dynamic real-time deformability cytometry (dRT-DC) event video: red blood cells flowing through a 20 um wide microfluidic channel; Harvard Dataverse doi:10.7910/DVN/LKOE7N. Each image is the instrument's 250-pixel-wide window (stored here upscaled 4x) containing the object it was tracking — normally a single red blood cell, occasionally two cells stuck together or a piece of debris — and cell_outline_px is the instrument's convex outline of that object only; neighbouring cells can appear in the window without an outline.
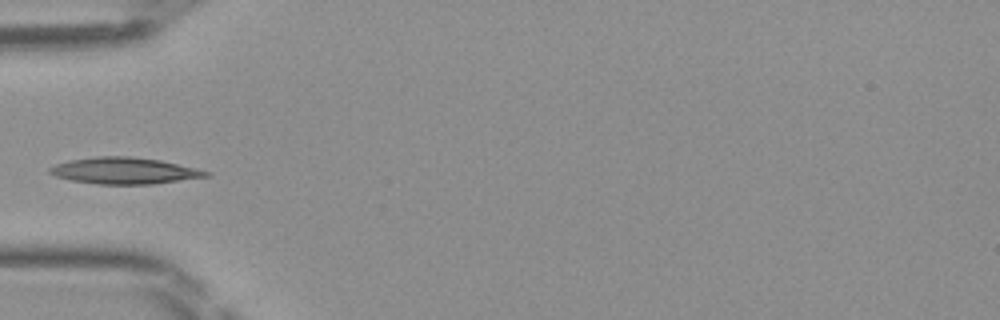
{"species": "Egyptian fruit bat (a non-hibernating species)", "species_latin": "Rousettus aegyptiacus", "temperature_condition": "room temperature", "stored_images_in_passage": 33, "camera_frame_rate_fps": 3000, "um_per_image_px": 0.085, "frame": {"image": 1, "passage_image": 1, "time_ms": 0.0, "image_size_px": [1000, 320], "cell_outline_px": [[212, 176], [152, 184], [100, 184], [72, 180], [56, 176], [48, 172], [48, 168], [56, 164], [68, 160], [96, 156], [132, 156], [160, 160], [196, 168], [212, 172]], "centroid_in_image_um": [10.6, 14.5], "position_along_channel_um": 74.4, "area_um2": 24.16}}
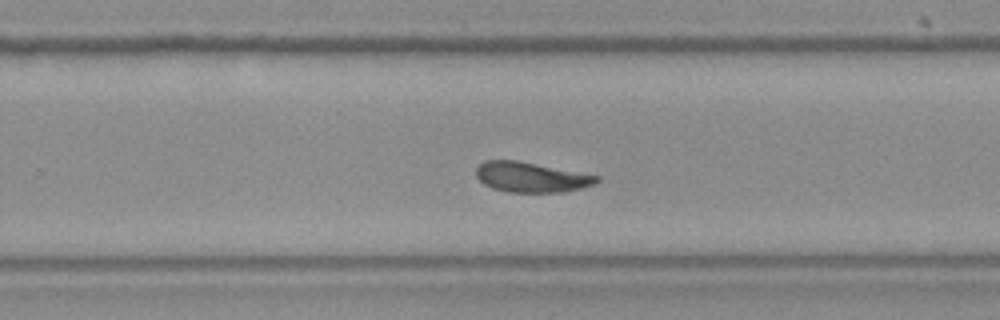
{"frame": {"image": 2, "passage_image": 16, "time_ms": 5.0, "image_size_px": [1000, 320], "cell_outline_px": [[600, 180], [596, 184], [564, 192], [508, 192], [492, 188], [484, 184], [476, 176], [476, 164], [484, 160], [516, 160], [600, 176]], "centroid_in_image_um": [45.12, 15.05], "position_along_channel_um": 284.7, "area_um2": 21.21}}
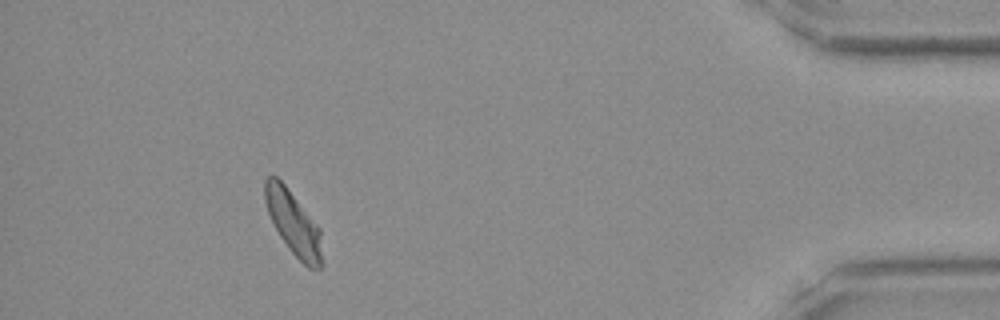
{"frame": {"image": 3, "passage_image": 29, "time_ms": 9.333, "image_size_px": [1000, 320], "cell_outline_px": [[320, 268], [308, 268], [288, 248], [280, 236], [268, 212], [264, 200], [264, 180], [268, 176], [276, 176], [284, 184], [320, 228]], "centroid_in_image_um": [24.89, 18.92], "position_along_channel_um": 410.3, "area_um2": 20.58}}